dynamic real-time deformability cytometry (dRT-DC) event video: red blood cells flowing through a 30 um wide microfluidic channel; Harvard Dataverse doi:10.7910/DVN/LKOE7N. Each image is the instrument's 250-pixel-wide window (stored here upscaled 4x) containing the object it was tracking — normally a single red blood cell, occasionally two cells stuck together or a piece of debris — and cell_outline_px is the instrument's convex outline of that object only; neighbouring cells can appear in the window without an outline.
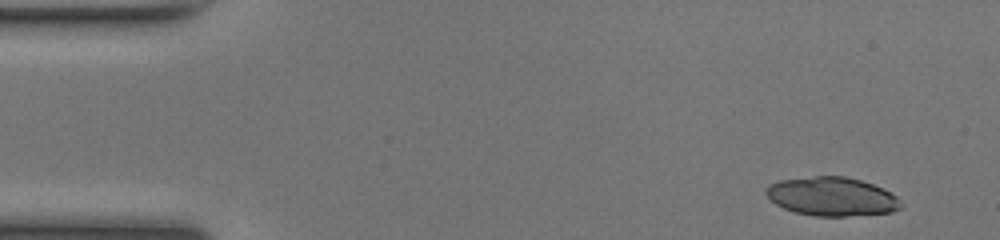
{"species": "common noctule bat (a hibernating species)", "species_latin": "Nyctalus noctula", "temperature_condition": "room temperature", "stored_images_in_passage": 48, "camera_frame_rate_fps": 3000, "um_per_image_px": 0.085, "animal": {"sex": "female", "body_mass_g": 17.0, "forearm_length_mm": 48.0}, "frame": {"image": 1, "passage_image": 1, "time_ms": 0.0, "image_size_px": [1000, 240], "cell_outline_px": [[904, 204], [900, 208], [892, 212], [844, 216], [812, 216], [796, 212], [784, 208], [776, 204], [764, 192], [764, 188], [768, 184], [780, 180], [816, 176], [844, 176], [860, 180], [872, 184], [896, 196]], "centroid_in_image_um": [70.68, 16.7], "position_along_channel_um": 14.3, "area_um2": 30.35}, "authors_computed_cell_mechanics": {"area_um2": 25.4031, "velocity_mm_per_s": 4.1675, "shape_relaxation_time_tau1_ms": 7.6755, "shape_relaxation_time_tau2_ms": 1.1303, "deformation_change_tau1": 0.2153, "deformation_change_tau2": 0.0527}}